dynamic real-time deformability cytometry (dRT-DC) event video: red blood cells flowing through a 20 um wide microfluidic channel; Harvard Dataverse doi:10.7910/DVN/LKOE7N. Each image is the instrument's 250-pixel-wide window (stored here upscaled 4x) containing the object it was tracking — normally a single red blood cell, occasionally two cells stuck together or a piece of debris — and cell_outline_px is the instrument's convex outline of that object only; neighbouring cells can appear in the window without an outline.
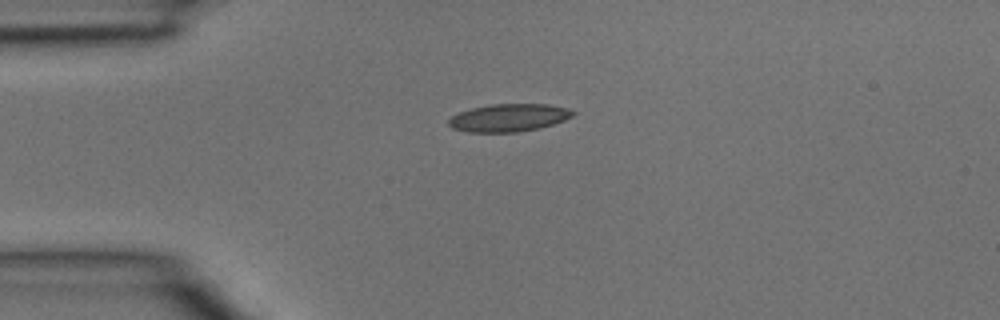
{"species": "common noctule bat (a hibernating species)", "species_latin": "Nyctalus noctula", "temperature_condition": "room temperature", "stored_images_in_passage": 1, "camera_frame_rate_fps": 3000, "um_per_image_px": 0.085, "animal": {"sex": "male", "body_mass_g": 15.6}, "frame": {"image": 1, "passage_image": 1, "time_ms": 0.0, "image_size_px": [1000, 320], "cell_outline_px": [[576, 112], [572, 116], [564, 120], [540, 128], [516, 132], [468, 132], [452, 128], [448, 124], [448, 120], [452, 116], [460, 112], [472, 108], [492, 104], [548, 104], [568, 108]], "centroid_in_image_um": [43.25, 10.0], "position_along_channel_um": 41.7, "area_um2": 20.0}}